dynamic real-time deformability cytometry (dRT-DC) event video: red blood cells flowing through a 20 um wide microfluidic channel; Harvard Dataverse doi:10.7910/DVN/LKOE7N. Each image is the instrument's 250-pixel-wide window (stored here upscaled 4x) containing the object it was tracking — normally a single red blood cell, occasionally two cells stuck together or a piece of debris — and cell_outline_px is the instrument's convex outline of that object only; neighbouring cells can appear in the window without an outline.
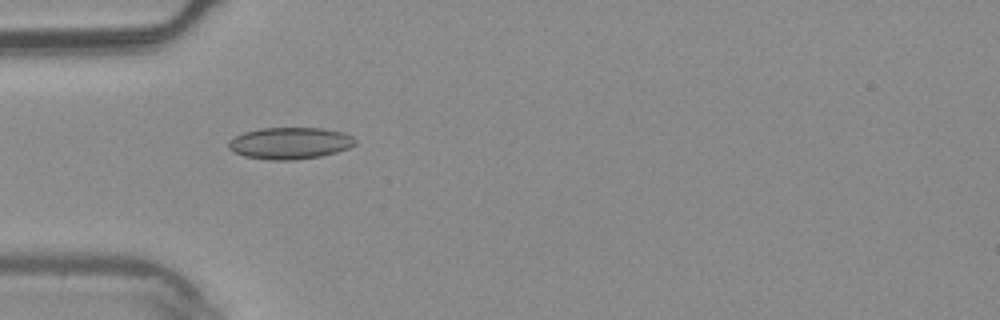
{"species": "common noctule bat (a hibernating species)", "species_latin": "Nyctalus noctula", "temperature_condition": "warm", "stored_images_in_passage": 3, "camera_frame_rate_fps": 3000, "um_per_image_px": 0.085, "animal": {"sex": "male", "body_mass_g": 20.4}, "frame": {"image": 1, "passage_image": 2, "time_ms": 0.333, "image_size_px": [1000, 320], "cell_outline_px": [[356, 144], [348, 148], [336, 152], [320, 156], [292, 160], [268, 160], [244, 156], [232, 152], [228, 148], [228, 140], [244, 132], [260, 128], [324, 128], [344, 132], [352, 136], [356, 140]], "centroid_in_image_um": [24.63, 12.17], "position_along_channel_um": 60.4, "area_um2": 23.58}}